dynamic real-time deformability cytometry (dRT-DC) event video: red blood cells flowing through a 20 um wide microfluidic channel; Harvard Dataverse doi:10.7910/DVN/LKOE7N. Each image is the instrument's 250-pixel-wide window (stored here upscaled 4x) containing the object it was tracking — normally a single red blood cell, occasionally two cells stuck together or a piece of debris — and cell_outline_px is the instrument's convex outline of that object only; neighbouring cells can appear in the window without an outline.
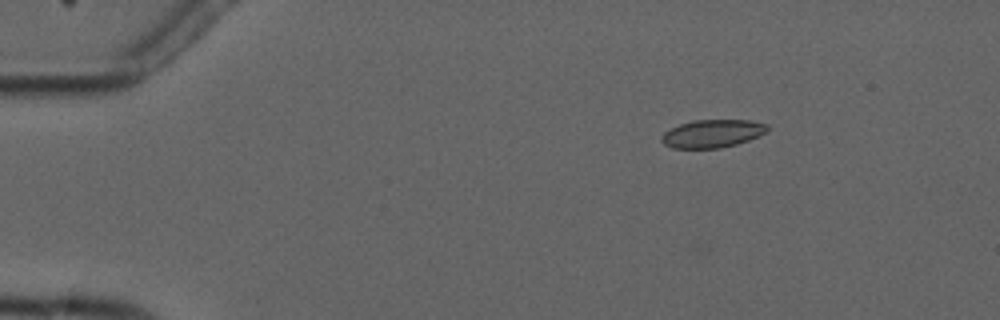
{"species": "common noctule bat (a hibernating species)", "species_latin": "Nyctalus noctula", "temperature_condition": "cold", "stored_images_in_passage": 4, "camera_frame_rate_fps": 3000, "um_per_image_px": 0.085, "animal": {"sex": "male", "forearm_length_mm": 52.5}, "frame": {"image": 1, "passage_image": 2, "time_ms": 2.0, "image_size_px": [1000, 320], "cell_outline_px": [[768, 128], [764, 132], [748, 140], [736, 144], [720, 148], [672, 148], [664, 144], [660, 140], [660, 136], [664, 132], [680, 124], [692, 120], [748, 120], [768, 124]], "centroid_in_image_um": [60.5, 11.35], "position_along_channel_um": 24.5, "area_um2": 17.11}}